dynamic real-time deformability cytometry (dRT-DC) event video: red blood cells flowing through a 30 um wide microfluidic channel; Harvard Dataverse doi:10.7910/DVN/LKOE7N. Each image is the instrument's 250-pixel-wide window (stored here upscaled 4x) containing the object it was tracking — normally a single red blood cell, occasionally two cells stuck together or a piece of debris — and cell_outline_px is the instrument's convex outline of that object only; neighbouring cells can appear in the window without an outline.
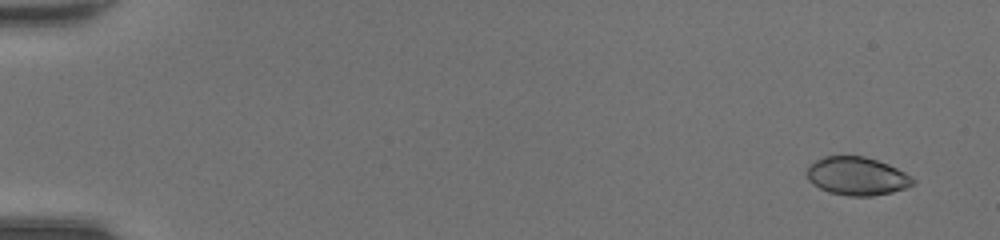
{"species": "common noctule bat (a hibernating species)", "species_latin": "Nyctalus noctula", "temperature_condition": "room temperature", "stored_images_in_passage": 47, "camera_frame_rate_fps": 3000, "um_per_image_px": 0.085, "animal": {"sex": "female", "body_mass_g": 20.0, "forearm_length_mm": 54.0}, "frame": {"image": 1, "passage_image": 2, "time_ms": 0.333, "image_size_px": [1000, 240], "cell_outline_px": [[916, 184], [892, 192], [872, 196], [848, 196], [828, 192], [812, 184], [808, 180], [804, 172], [808, 164], [824, 156], [864, 156], [888, 164], [912, 176], [916, 180]], "centroid_in_image_um": [72.8, 14.97], "position_along_channel_um": 12.2, "area_um2": 23.93}}
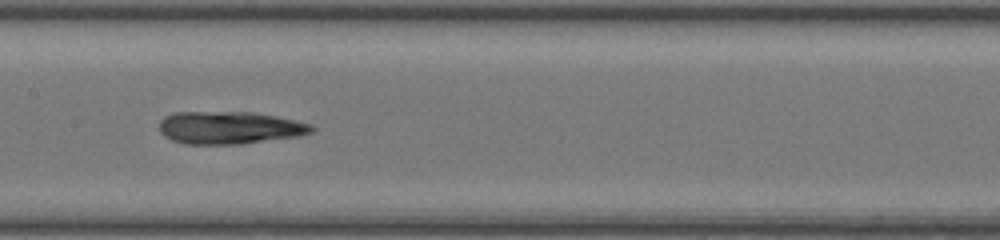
{"frame": {"image": 2, "passage_image": 25, "time_ms": 8.0, "image_size_px": [1000, 240], "cell_outline_px": [[316, 128], [312, 132], [300, 136], [240, 144], [184, 144], [172, 140], [164, 136], [160, 132], [160, 120], [164, 116], [176, 112], [252, 112], [276, 116], [312, 124]], "centroid_in_image_um": [19.52, 10.85], "position_along_channel_um": 187.9, "area_um2": 29.07}}
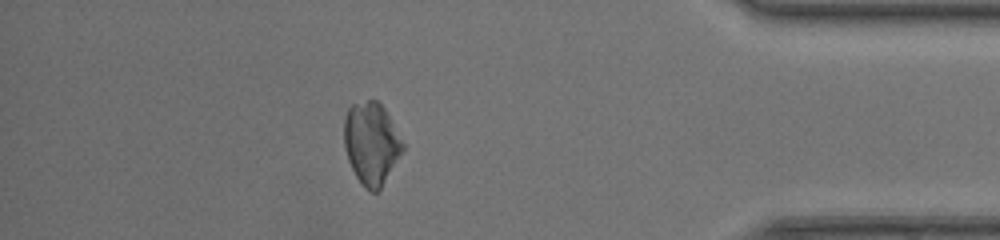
{"frame": {"image": 3, "passage_image": 42, "time_ms": 13.667, "image_size_px": [1000, 240], "cell_outline_px": [[404, 148], [380, 188], [376, 192], [368, 192], [364, 188], [356, 176], [348, 160], [344, 148], [344, 116], [348, 108], [352, 104], [368, 100], [376, 100], [384, 108], [404, 144]], "centroid_in_image_um": [31.53, 12.18], "position_along_channel_um": 403.7, "area_um2": 27.8}, "authors_computed_cell_mechanics": {"area_um2": 28.1486, "velocity_mm_per_s": 4.4124, "shape_relaxation_time_tau1_ms": null, "shape_relaxation_time_tau2_ms": 4.0137, "deformation_change_tau1": null, "deformation_change_tau2": 0.1231}}